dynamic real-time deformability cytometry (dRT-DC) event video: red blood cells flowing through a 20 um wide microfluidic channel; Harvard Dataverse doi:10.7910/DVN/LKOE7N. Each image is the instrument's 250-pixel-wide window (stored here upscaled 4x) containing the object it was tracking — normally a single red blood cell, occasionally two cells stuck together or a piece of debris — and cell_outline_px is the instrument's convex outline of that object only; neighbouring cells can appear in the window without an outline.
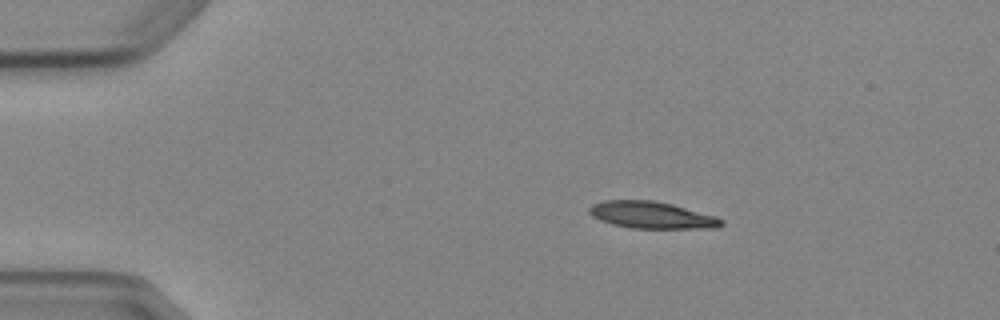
{"species": "Egyptian fruit bat (a non-hibernating species)", "species_latin": "Rousettus aegyptiacus", "temperature_condition": "cold", "stored_images_in_passage": 4, "camera_frame_rate_fps": 3000, "um_per_image_px": 0.085, "animal": {"sex": "female"}, "frame": {"image": 1, "passage_image": 1, "time_ms": 0.0, "image_size_px": [1000, 320], "cell_outline_px": [[724, 224], [716, 228], [632, 228], [612, 224], [600, 220], [592, 216], [588, 212], [588, 208], [592, 204], [604, 200], [652, 200], [672, 204], [716, 216], [724, 220]], "centroid_in_image_um": [55.39, 18.28], "position_along_channel_um": 29.6, "area_um2": 20.75}}
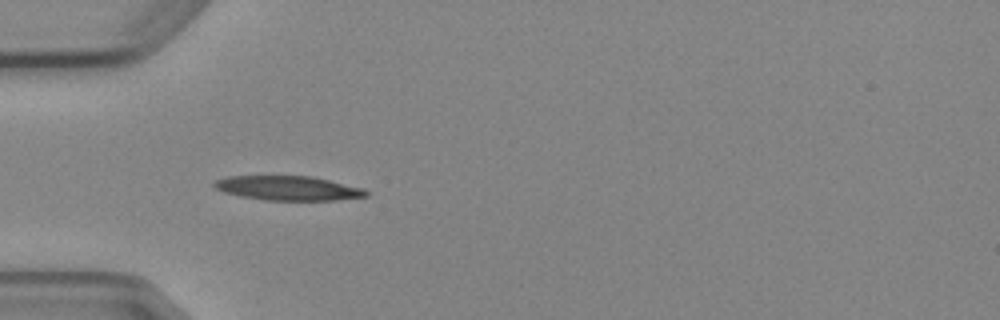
{"frame": {"image": 2, "passage_image": 3, "time_ms": 2.333, "image_size_px": [1000, 320], "cell_outline_px": [[368, 196], [332, 200], [264, 200], [240, 196], [224, 192], [216, 188], [212, 184], [216, 180], [228, 176], [312, 176], [364, 188], [368, 192]], "centroid_in_image_um": [24.49, 15.99], "position_along_channel_um": 60.5, "area_um2": 21.5}}
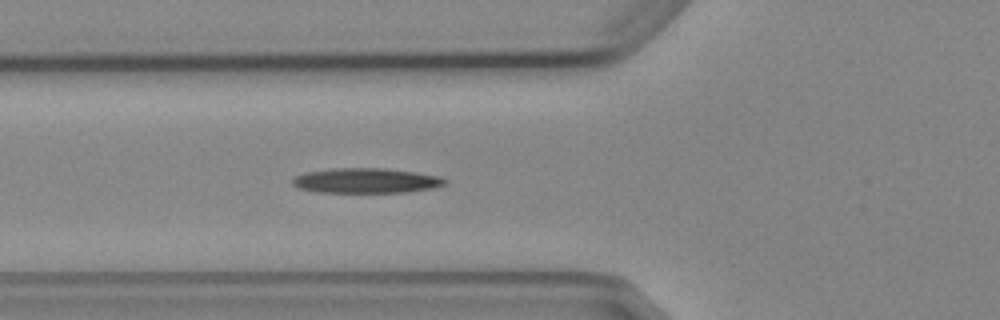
{"frame": {"image": 3, "passage_image": 4, "time_ms": 3.333, "image_size_px": [1000, 320], "cell_outline_px": [[448, 184], [432, 188], [404, 192], [316, 192], [296, 188], [292, 184], [292, 180], [296, 176], [308, 172], [332, 168], [384, 168], [416, 172], [440, 176], [448, 180]], "centroid_in_image_um": [31.14, 15.35], "position_along_channel_um": 94.7, "area_um2": 22.25}}